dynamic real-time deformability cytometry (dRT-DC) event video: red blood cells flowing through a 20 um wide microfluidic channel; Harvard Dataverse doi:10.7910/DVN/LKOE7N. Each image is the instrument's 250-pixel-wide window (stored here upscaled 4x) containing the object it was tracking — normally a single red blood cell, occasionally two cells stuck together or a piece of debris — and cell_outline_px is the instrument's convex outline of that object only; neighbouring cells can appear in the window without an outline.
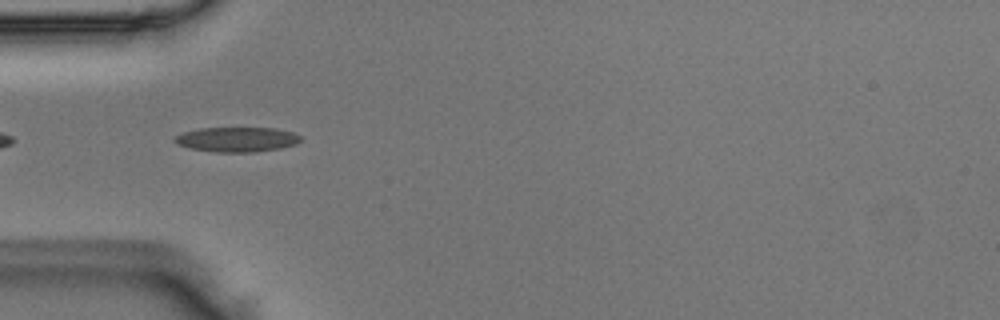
{"species": "Egyptian fruit bat (a non-hibernating species)", "species_latin": "Rousettus aegyptiacus", "temperature_condition": "room temperature", "stored_images_in_passage": 37, "camera_frame_rate_fps": 3000, "um_per_image_px": 0.085, "animal": {"sex": "male"}, "frame": {"image": 1, "passage_image": 2, "time_ms": 0.333, "image_size_px": [1000, 320], "cell_outline_px": [[300, 140], [296, 144], [280, 148], [256, 152], [216, 152], [188, 148], [176, 144], [172, 140], [176, 136], [184, 132], [200, 128], [276, 128], [292, 132], [300, 136]], "centroid_in_image_um": [20.11, 11.85], "position_along_channel_um": 64.9, "area_um2": 18.21}}
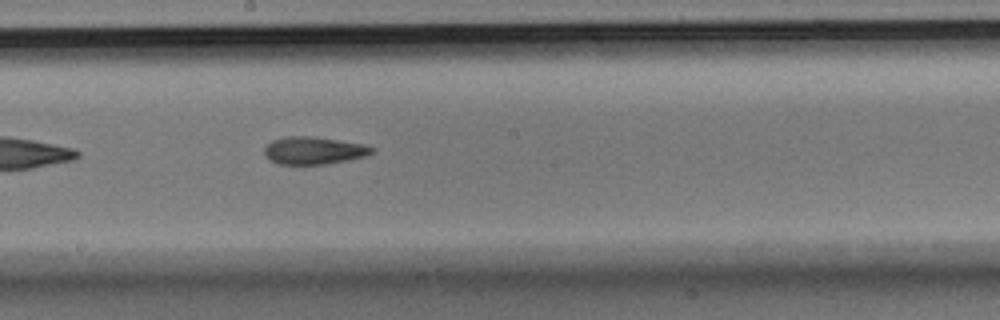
{"frame": {"image": 2, "passage_image": 14, "time_ms": 4.333, "image_size_px": [1000, 320], "cell_outline_px": [[376, 148], [372, 152], [364, 156], [348, 160], [324, 164], [276, 164], [268, 160], [264, 156], [264, 148], [272, 140], [284, 136], [312, 136], [364, 144]], "centroid_in_image_um": [26.62, 12.79], "position_along_channel_um": 221.6, "area_um2": 17.34}}
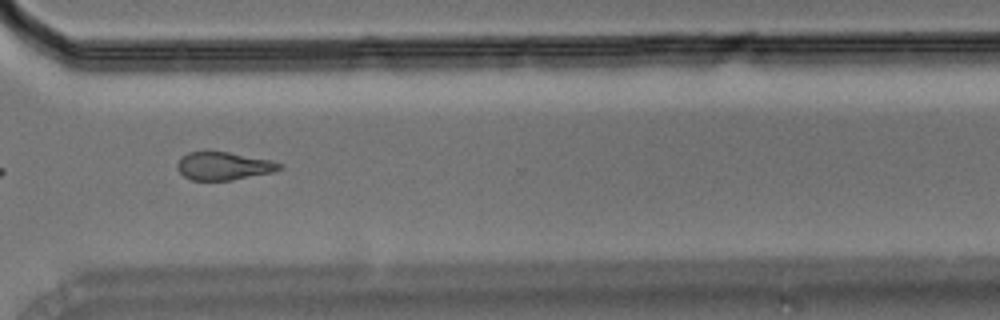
{"frame": {"image": 3, "passage_image": 24, "time_ms": 7.667, "image_size_px": [1000, 320], "cell_outline_px": [[284, 168], [272, 172], [232, 180], [192, 180], [184, 176], [176, 168], [176, 164], [180, 156], [188, 152], [228, 152], [272, 160], [284, 164]], "centroid_in_image_um": [19.01, 14.11], "position_along_channel_um": 351.6, "area_um2": 16.76}}